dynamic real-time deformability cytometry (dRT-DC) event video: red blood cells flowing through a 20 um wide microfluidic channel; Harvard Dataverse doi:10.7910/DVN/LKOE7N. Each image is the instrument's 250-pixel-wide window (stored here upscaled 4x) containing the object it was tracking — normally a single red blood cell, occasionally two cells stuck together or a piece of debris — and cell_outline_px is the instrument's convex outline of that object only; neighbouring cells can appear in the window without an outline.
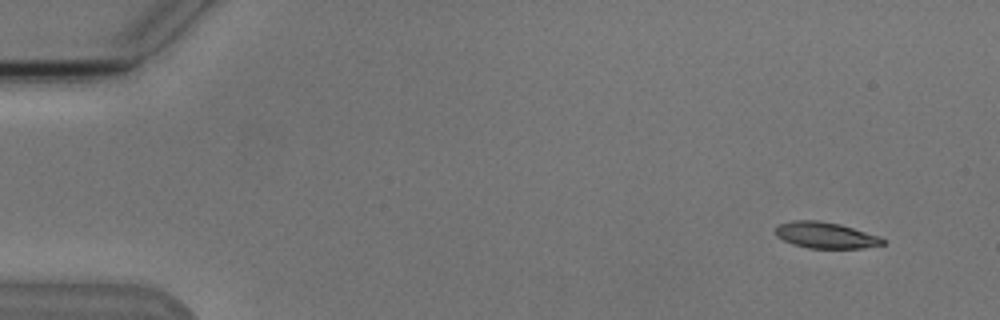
{"species": "Egyptian fruit bat (a non-hibernating species)", "species_latin": "Rousettus aegyptiacus", "temperature_condition": "cold", "stored_images_in_passage": 6, "camera_frame_rate_fps": 3000, "um_per_image_px": 0.085, "animal": {"sex": "male"}, "frame": {"image": 1, "passage_image": 2, "time_ms": 1.333, "image_size_px": [1000, 320], "cell_outline_px": [[884, 244], [864, 248], [808, 248], [792, 244], [776, 236], [776, 224], [792, 220], [816, 220], [840, 224], [880, 236], [884, 240]], "centroid_in_image_um": [70.15, 19.99], "position_along_channel_um": 14.8, "area_um2": 16.42}}